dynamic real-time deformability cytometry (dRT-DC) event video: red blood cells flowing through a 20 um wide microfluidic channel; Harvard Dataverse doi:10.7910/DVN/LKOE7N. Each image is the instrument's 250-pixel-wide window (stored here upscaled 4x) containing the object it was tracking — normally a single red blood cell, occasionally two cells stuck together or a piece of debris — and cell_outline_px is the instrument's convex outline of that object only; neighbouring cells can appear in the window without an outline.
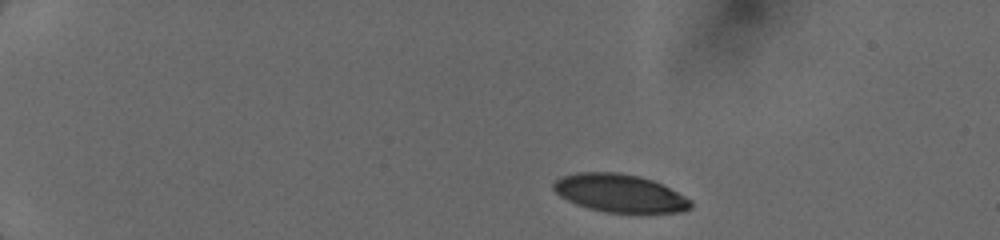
{"species": "human", "species_latin": "Homo sapiens", "temperature_condition": "cold", "stored_images_in_passage": 15, "camera_frame_rate_fps": 3000, "um_per_image_px": 0.085, "donor": {"sex": "female"}, "frame": {"image": 1, "passage_image": 1, "time_ms": 0.0, "image_size_px": [1000, 240], "cell_outline_px": [[692, 208], [684, 212], [604, 212], [588, 208], [576, 204], [560, 196], [552, 188], [552, 184], [560, 176], [576, 172], [616, 172], [640, 176], [652, 180], [692, 200]], "centroid_in_image_um": [52.65, 16.41], "position_along_channel_um": 32.4, "area_um2": 30.29}}
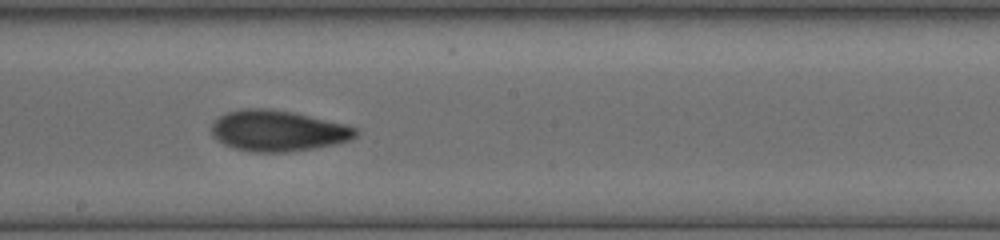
{"frame": {"image": 2, "passage_image": 9, "time_ms": 7.0, "image_size_px": [1000, 240], "cell_outline_px": [[360, 132], [352, 140], [336, 144], [316, 148], [288, 152], [252, 152], [232, 148], [216, 140], [212, 136], [212, 124], [220, 116], [228, 112], [248, 108], [264, 108], [292, 112], [344, 124], [356, 128]], "centroid_in_image_um": [23.63, 11.14], "position_along_channel_um": 224.6, "area_um2": 34.39}}
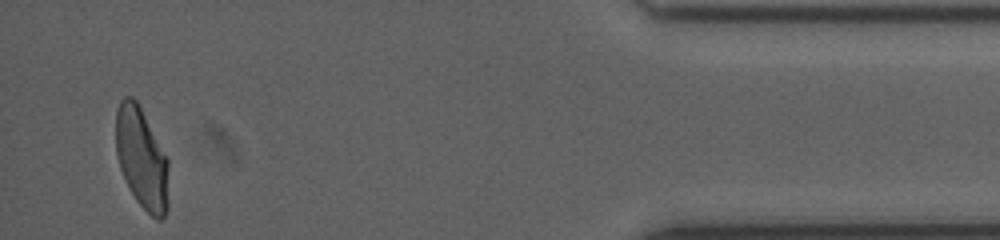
{"frame": {"image": 3, "passage_image": 15, "time_ms": 13.0, "image_size_px": [1000, 240], "cell_outline_px": [[168, 208], [164, 216], [160, 220], [156, 220], [136, 200], [120, 168], [116, 152], [116, 108], [120, 100], [124, 96], [132, 96], [136, 100], [168, 156]], "centroid_in_image_um": [12.06, 13.43], "position_along_channel_um": 423.1, "area_um2": 31.21}}